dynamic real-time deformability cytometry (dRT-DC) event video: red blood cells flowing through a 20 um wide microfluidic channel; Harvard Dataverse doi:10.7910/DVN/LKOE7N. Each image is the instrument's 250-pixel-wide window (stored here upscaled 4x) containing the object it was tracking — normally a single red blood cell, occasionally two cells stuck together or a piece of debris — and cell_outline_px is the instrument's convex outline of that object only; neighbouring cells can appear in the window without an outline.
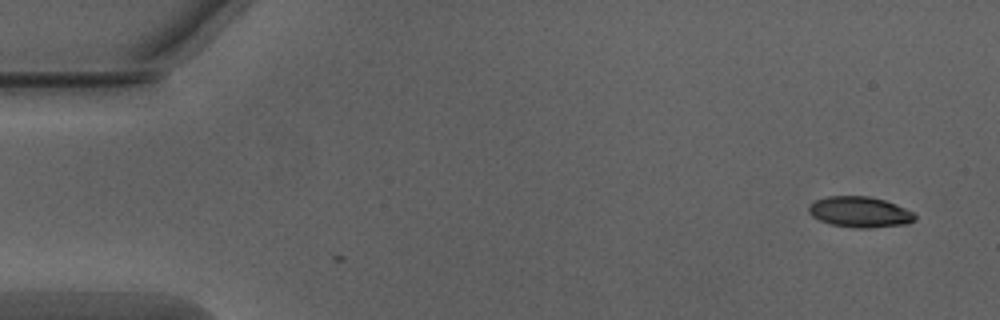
{"species": "Egyptian fruit bat (a non-hibernating species)", "species_latin": "Rousettus aegyptiacus", "temperature_condition": "warm", "stored_images_in_passage": 2, "camera_frame_rate_fps": 3000, "um_per_image_px": 0.085, "animal": {"sex": "male"}, "frame": {"image": 1, "passage_image": 1, "time_ms": 0.0, "image_size_px": [1000, 320], "cell_outline_px": [[916, 220], [908, 224], [868, 228], [856, 228], [828, 224], [812, 216], [808, 212], [808, 208], [816, 200], [828, 196], [868, 196], [884, 200], [896, 204], [912, 212], [916, 216]], "centroid_in_image_um": [73.09, 18.03], "position_along_channel_um": 11.9, "area_um2": 19.02}}